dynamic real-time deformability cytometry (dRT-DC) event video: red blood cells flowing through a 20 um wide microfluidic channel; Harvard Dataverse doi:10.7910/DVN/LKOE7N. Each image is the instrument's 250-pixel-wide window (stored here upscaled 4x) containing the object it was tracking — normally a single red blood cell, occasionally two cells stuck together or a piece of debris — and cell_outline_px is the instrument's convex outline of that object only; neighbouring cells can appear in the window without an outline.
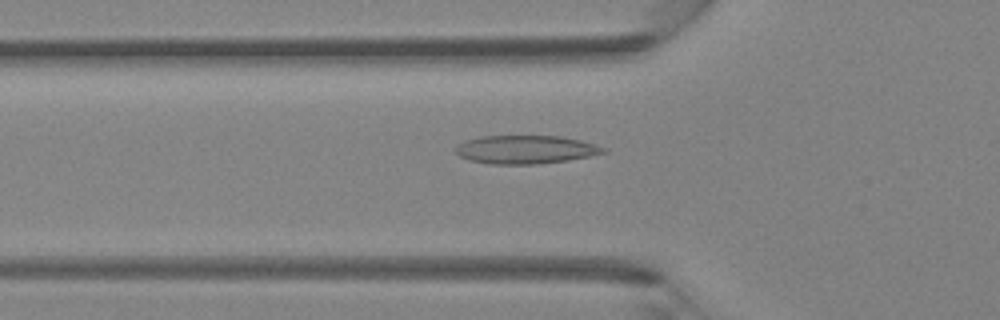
{"species": "Egyptian fruit bat (a non-hibernating species)", "species_latin": "Rousettus aegyptiacus", "temperature_condition": "room temperature", "stored_images_in_passage": 46, "camera_frame_rate_fps": 3000, "um_per_image_px": 0.085, "animal": {"sex": "female"}, "frame": {"image": 1, "passage_image": 16, "time_ms": 5.0, "image_size_px": [1000, 320], "cell_outline_px": [[608, 152], [568, 160], [536, 164], [492, 164], [468, 160], [460, 156], [456, 152], [456, 148], [464, 140], [480, 136], [560, 136], [580, 140], [608, 148]], "centroid_in_image_um": [44.69, 12.71], "position_along_channel_um": 81.1, "area_um2": 24.39}}
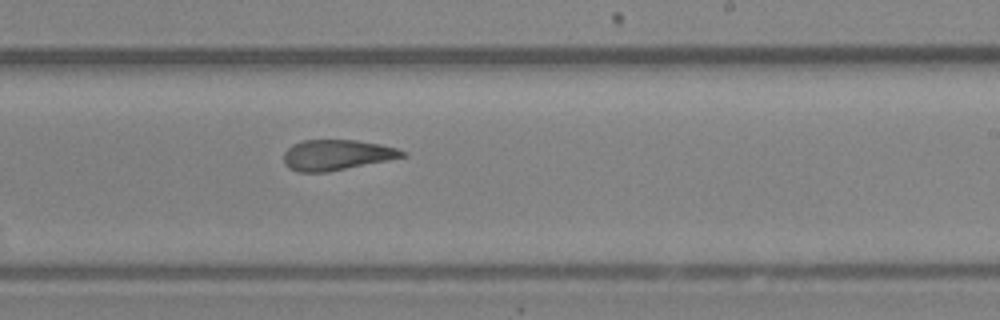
{"frame": {"image": 2, "passage_image": 28, "time_ms": 9.0, "image_size_px": [1000, 320], "cell_outline_px": [[408, 156], [328, 172], [296, 172], [288, 168], [284, 164], [284, 152], [292, 144], [300, 140], [356, 140], [380, 144], [396, 148], [408, 152]], "centroid_in_image_um": [28.61, 13.17], "position_along_channel_um": 260.4, "area_um2": 21.27}}
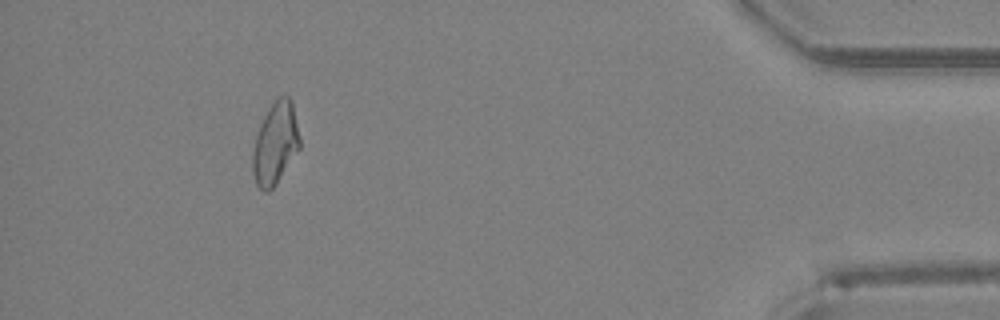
{"frame": {"image": 3, "passage_image": 42, "time_ms": 13.667, "image_size_px": [1000, 320], "cell_outline_px": [[300, 148], [276, 184], [268, 192], [264, 192], [256, 184], [252, 172], [252, 152], [256, 136], [260, 124], [268, 108], [280, 96], [288, 96], [292, 100], [300, 136]], "centroid_in_image_um": [23.4, 12.2], "position_along_channel_um": 411.8, "area_um2": 22.54}}